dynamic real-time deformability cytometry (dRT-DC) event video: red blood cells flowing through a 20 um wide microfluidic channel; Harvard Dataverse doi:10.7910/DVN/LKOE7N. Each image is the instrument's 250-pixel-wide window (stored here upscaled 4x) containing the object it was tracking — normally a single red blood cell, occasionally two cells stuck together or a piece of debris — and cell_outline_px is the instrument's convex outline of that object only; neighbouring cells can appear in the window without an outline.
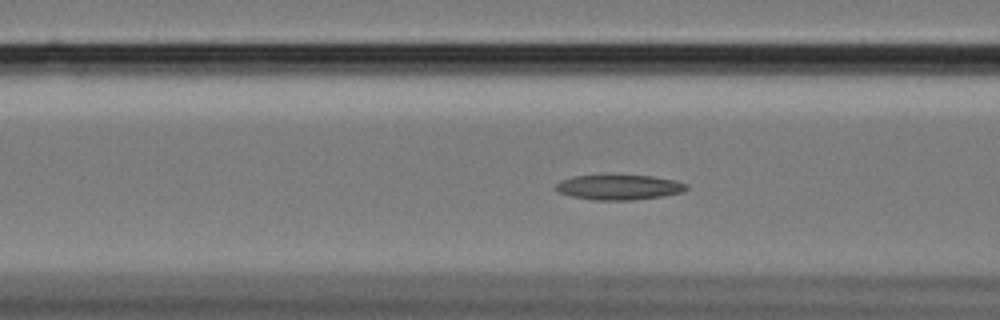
{"species": "Egyptian fruit bat (a non-hibernating species)", "species_latin": "Rousettus aegyptiacus", "temperature_condition": "cold", "stored_images_in_passage": 50, "camera_frame_rate_fps": 3000, "um_per_image_px": 0.085, "animal": {"sex": "female"}, "frame": {"image": 1, "passage_image": 14, "time_ms": 4.333, "image_size_px": [1000, 320], "cell_outline_px": [[688, 188], [680, 192], [664, 196], [632, 200], [592, 200], [572, 196], [560, 192], [556, 188], [556, 184], [560, 180], [572, 176], [652, 176], [676, 180], [688, 184]], "centroid_in_image_um": [52.64, 15.92], "position_along_channel_um": 114.0, "area_um2": 18.84}}
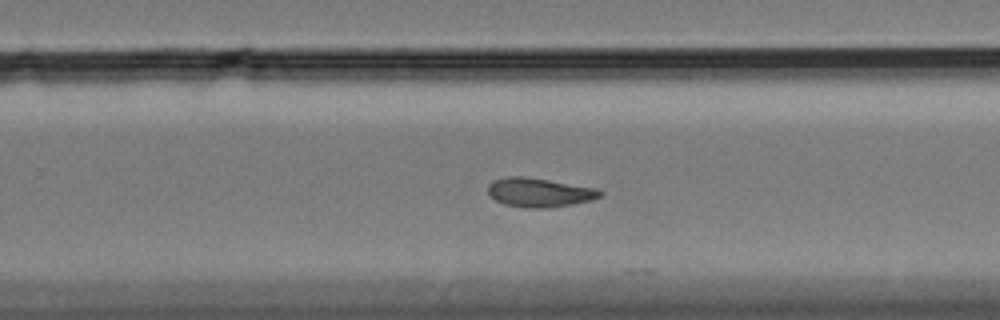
{"frame": {"image": 2, "passage_image": 29, "time_ms": 9.333, "image_size_px": [1000, 320], "cell_outline_px": [[604, 192], [600, 196], [592, 200], [552, 208], [528, 208], [504, 204], [496, 200], [488, 192], [488, 184], [492, 180], [504, 176], [524, 176], [596, 188]], "centroid_in_image_um": [45.83, 16.35], "position_along_channel_um": 284.0, "area_um2": 19.02}}
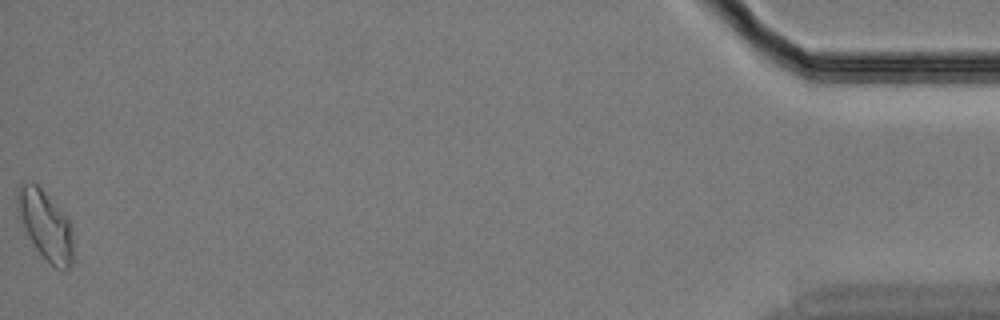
{"frame": {"image": 3, "passage_image": 50, "time_ms": 16.333, "image_size_px": [1000, 320], "cell_outline_px": [[72, 268], [64, 272], [56, 268], [36, 248], [28, 236], [24, 228], [16, 208], [16, 192], [20, 184], [36, 184], [68, 216], [72, 232]], "centroid_in_image_um": [3.88, 19.17], "position_along_channel_um": 431.3, "area_um2": 22.37}, "authors_computed_cell_mechanics": {"area_um2": 19.5075, "velocity_mm_per_s": 3.3987, "shape_relaxation_time_tau1_ms": null, "shape_relaxation_time_tau2_ms": 10.3075, "deformation_change_tau1": null, "deformation_change_tau2": 0.1644}}